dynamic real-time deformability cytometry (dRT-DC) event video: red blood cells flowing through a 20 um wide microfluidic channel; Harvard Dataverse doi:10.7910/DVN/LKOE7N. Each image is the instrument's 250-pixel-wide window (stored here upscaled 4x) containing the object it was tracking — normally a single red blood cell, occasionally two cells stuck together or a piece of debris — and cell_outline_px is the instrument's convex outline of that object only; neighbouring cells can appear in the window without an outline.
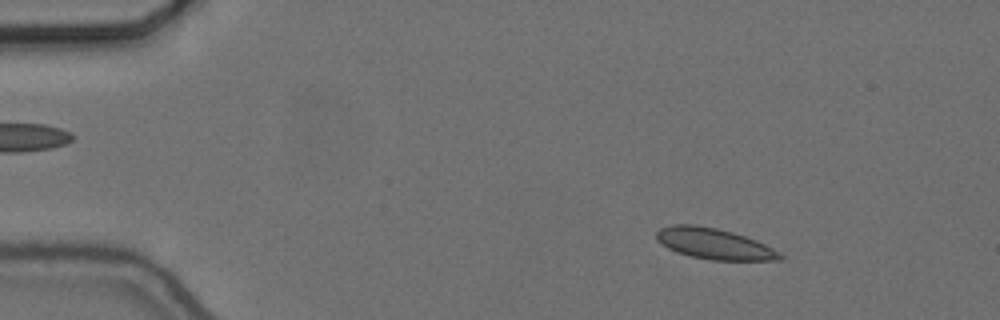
{"species": "common noctule bat (a hibernating species)", "species_latin": "Nyctalus noctula", "temperature_condition": "cold", "stored_images_in_passage": 56, "camera_frame_rate_fps": 3000, "um_per_image_px": 0.085, "animal": {"sex": "female", "body_mass_g": 24.6, "forearm_length_mm": 56.2}, "frame": {"image": 1, "passage_image": 8, "time_ms": 2.333, "image_size_px": [1000, 320], "cell_outline_px": [[784, 260], [712, 260], [688, 256], [676, 252], [668, 248], [656, 240], [656, 232], [660, 228], [672, 224], [696, 224], [716, 228], [732, 232], [756, 240], [780, 252], [784, 256]], "centroid_in_image_um": [60.68, 20.72], "position_along_channel_um": 24.3, "area_um2": 22.37}}
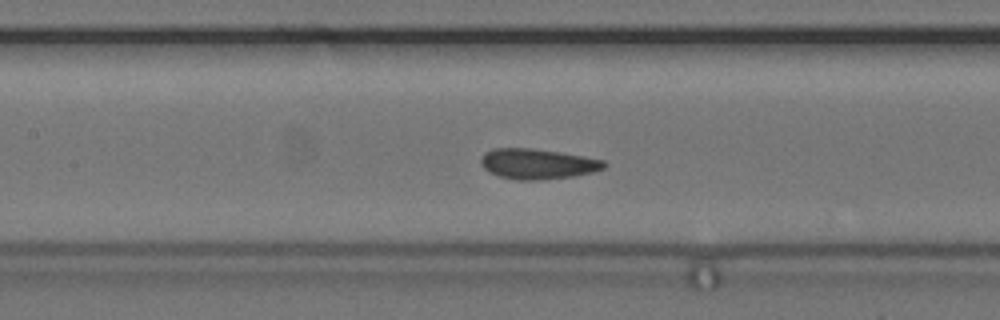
{"frame": {"image": 2, "passage_image": 26, "time_ms": 8.333, "image_size_px": [1000, 320], "cell_outline_px": [[608, 164], [604, 168], [592, 172], [572, 176], [540, 180], [516, 180], [500, 176], [488, 172], [480, 164], [480, 160], [484, 152], [492, 148], [528, 148], [560, 152], [584, 156], [604, 160]], "centroid_in_image_um": [45.67, 13.92], "position_along_channel_um": 161.7, "area_um2": 21.85}}
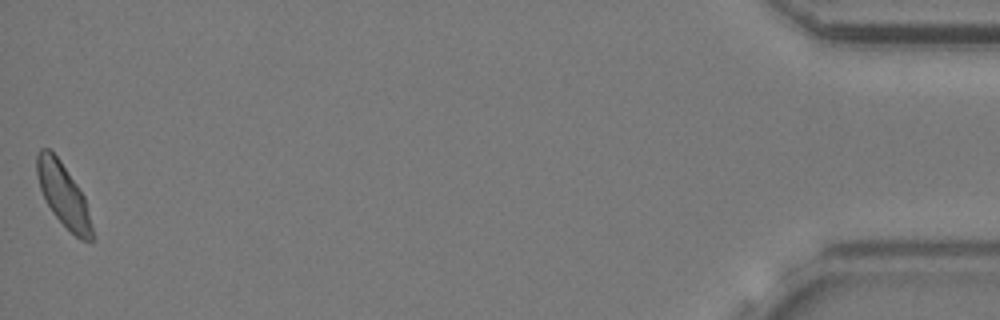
{"frame": {"image": 3, "passage_image": 56, "time_ms": 18.333, "image_size_px": [1000, 320], "cell_outline_px": [[96, 236], [92, 240], [80, 240], [52, 212], [40, 188], [36, 176], [36, 156], [40, 148], [48, 148], [60, 160], [84, 196]], "centroid_in_image_um": [5.4, 16.58], "position_along_channel_um": 429.8, "area_um2": 20.11}, "authors_computed_cell_mechanics": {"area_um2": 21.5883, "velocity_mm_per_s": 3.6409, "shape_relaxation_time_tau1_ms": null, "shape_relaxation_time_tau2_ms": 0.9143, "deformation_change_tau1": null, "deformation_change_tau2": 0.0738}}